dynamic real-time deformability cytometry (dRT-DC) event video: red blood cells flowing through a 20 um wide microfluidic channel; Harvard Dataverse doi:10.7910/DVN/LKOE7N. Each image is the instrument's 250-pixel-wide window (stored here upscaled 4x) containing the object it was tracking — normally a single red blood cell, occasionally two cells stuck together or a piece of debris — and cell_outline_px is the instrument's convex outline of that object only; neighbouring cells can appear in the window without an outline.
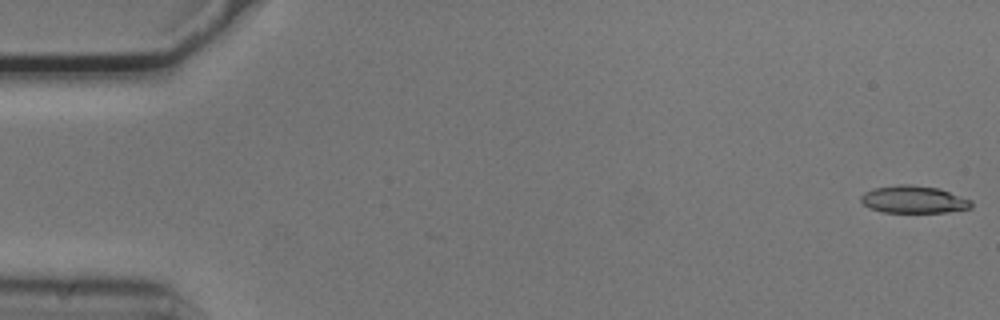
{"species": "common noctule bat (a hibernating species)", "species_latin": "Nyctalus noctula", "temperature_condition": "cold", "stored_images_in_passage": 4, "camera_frame_rate_fps": 3000, "um_per_image_px": 0.085, "animal": {"sex": "male", "body_mass_g": 20.5, "forearm_length_mm": 52.5}, "frame": {"image": 1, "passage_image": 1, "time_ms": 0.0, "image_size_px": [1000, 320], "cell_outline_px": [[972, 208], [948, 212], [884, 212], [868, 208], [860, 200], [860, 196], [864, 192], [872, 188], [900, 184], [908, 184], [936, 188], [972, 200]], "centroid_in_image_um": [77.63, 16.96], "position_along_channel_um": 7.4, "area_um2": 17.57}}